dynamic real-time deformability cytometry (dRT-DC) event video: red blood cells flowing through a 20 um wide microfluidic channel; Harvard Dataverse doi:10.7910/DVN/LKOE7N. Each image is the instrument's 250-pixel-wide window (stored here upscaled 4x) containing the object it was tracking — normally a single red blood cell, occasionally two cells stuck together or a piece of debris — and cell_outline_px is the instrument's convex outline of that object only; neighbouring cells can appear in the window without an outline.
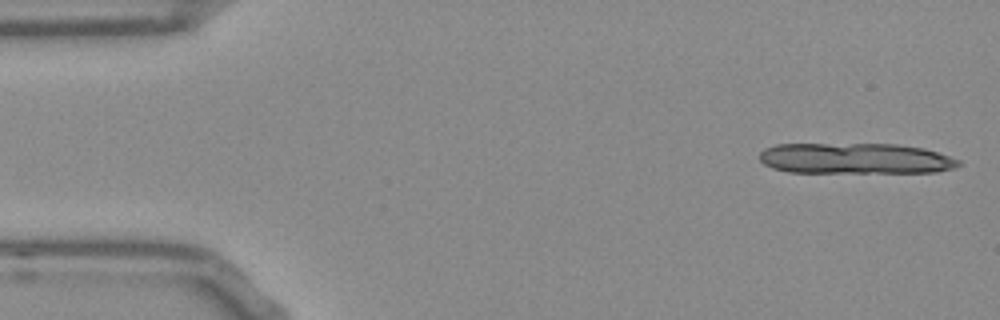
{"species": "Egyptian fruit bat (a non-hibernating species)", "species_latin": "Rousettus aegyptiacus", "temperature_condition": "room temperature", "stored_images_in_passage": 10, "camera_frame_rate_fps": 3000, "um_per_image_px": 0.085, "frame": {"image": 1, "passage_image": 1, "time_ms": 0.0, "image_size_px": [1000, 320], "cell_outline_px": [[964, 164], [956, 168], [936, 172], [788, 172], [772, 168], [764, 164], [760, 160], [760, 152], [764, 148], [776, 144], [896, 144], [924, 148], [960, 160]], "centroid_in_image_um": [72.71, 13.47], "position_along_channel_um": 12.3, "area_um2": 35.89}}